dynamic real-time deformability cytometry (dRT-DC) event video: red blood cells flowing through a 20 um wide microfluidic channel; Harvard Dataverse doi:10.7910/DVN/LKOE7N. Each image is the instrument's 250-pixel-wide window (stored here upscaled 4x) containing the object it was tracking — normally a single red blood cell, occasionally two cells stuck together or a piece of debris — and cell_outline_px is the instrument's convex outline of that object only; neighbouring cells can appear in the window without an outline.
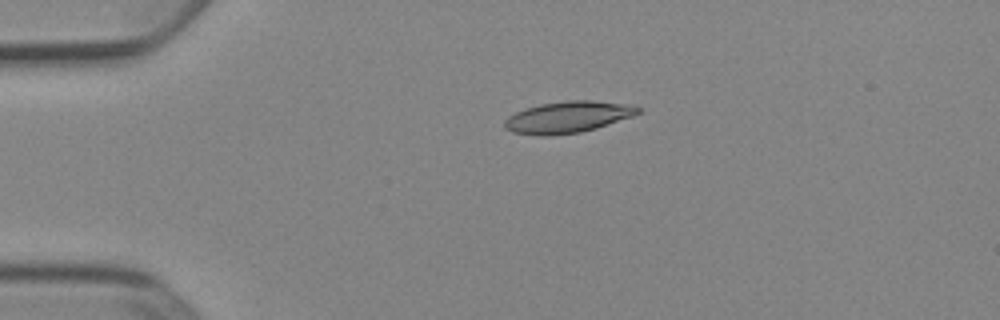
{"species": "Egyptian fruit bat (a non-hibernating species)", "species_latin": "Rousettus aegyptiacus", "temperature_condition": "cold", "stored_images_in_passage": 41, "camera_frame_rate_fps": 3000, "um_per_image_px": 0.085, "animal": {"sex": "female"}, "frame": {"image": 1, "passage_image": 1, "time_ms": 0.0, "image_size_px": [1000, 320], "cell_outline_px": [[640, 112], [632, 116], [596, 128], [580, 132], [552, 136], [544, 136], [512, 132], [504, 128], [504, 120], [508, 116], [524, 108], [540, 104], [564, 100], [592, 100], [632, 104], [640, 108]], "centroid_in_image_um": [48.24, 9.94], "position_along_channel_um": 36.8, "area_um2": 24.68}}
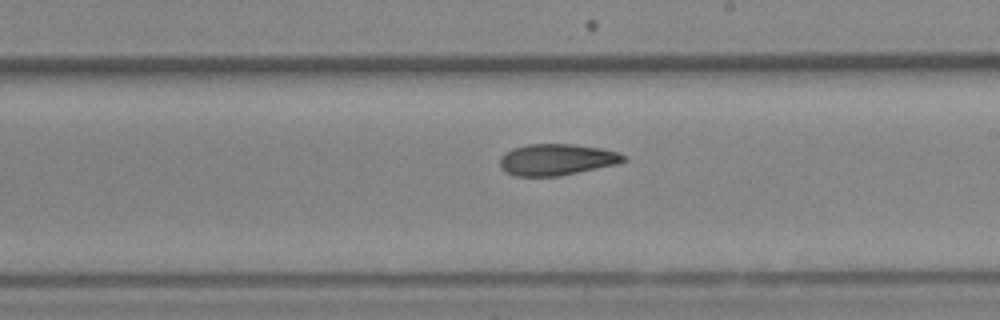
{"frame": {"image": 2, "passage_image": 20, "time_ms": 6.333, "image_size_px": [1000, 320], "cell_outline_px": [[628, 160], [616, 164], [560, 176], [516, 176], [504, 172], [500, 168], [500, 156], [504, 152], [512, 148], [528, 144], [572, 144], [600, 148], [616, 152], [628, 156]], "centroid_in_image_um": [47.29, 13.56], "position_along_channel_um": 241.7, "area_um2": 22.77}}
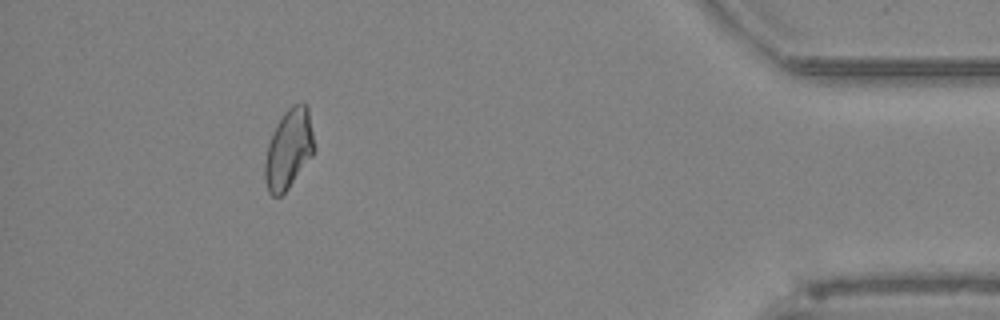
{"frame": {"image": 3, "passage_image": 37, "time_ms": 12.0, "image_size_px": [1000, 320], "cell_outline_px": [[316, 148], [312, 156], [288, 188], [280, 196], [272, 196], [268, 192], [264, 180], [264, 160], [268, 144], [284, 112], [292, 104], [308, 104]], "centroid_in_image_um": [24.55, 12.68], "position_along_channel_um": 410.6, "area_um2": 22.89}, "authors_computed_cell_mechanics": {"area_um2": 23.1778, "velocity_mm_per_s": 3.9041, "shape_relaxation_time_tau1_ms": 10.8988, "shape_relaxation_time_tau2_ms": 5.954, "deformation_change_tau1": 0.2161, "deformation_change_tau2": 0.1223}}